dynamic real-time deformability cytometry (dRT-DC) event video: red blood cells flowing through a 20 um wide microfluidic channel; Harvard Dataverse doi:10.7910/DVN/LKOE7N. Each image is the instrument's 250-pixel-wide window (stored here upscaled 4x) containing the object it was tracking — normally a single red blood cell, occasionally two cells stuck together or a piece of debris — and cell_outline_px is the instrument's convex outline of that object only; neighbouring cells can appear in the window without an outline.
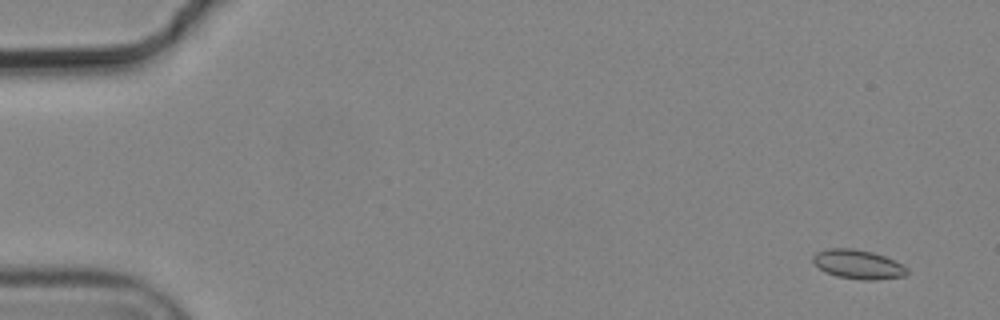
{"species": "common noctule bat (a hibernating species)", "species_latin": "Nyctalus noctula", "temperature_condition": "cold", "stored_images_in_passage": 5, "camera_frame_rate_fps": 3000, "um_per_image_px": 0.085, "animal": {"sex": "male", "body_mass_g": 19.2, "forearm_length_mm": 51.8}, "frame": {"image": 1, "passage_image": 1, "time_ms": 0.0, "image_size_px": [1000, 320], "cell_outline_px": [[908, 272], [904, 276], [876, 280], [864, 280], [836, 276], [824, 272], [812, 260], [812, 256], [816, 252], [828, 248], [852, 248], [872, 252], [896, 260], [908, 268]], "centroid_in_image_um": [72.94, 22.47], "position_along_channel_um": 12.1, "area_um2": 16.07}}
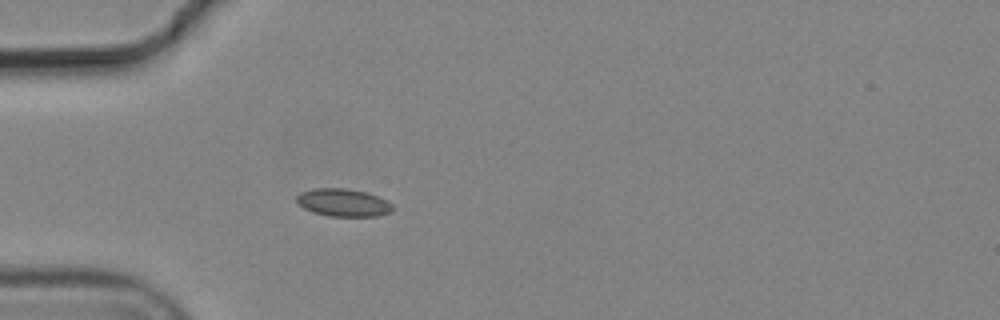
{"frame": {"image": 2, "passage_image": 5, "time_ms": 1.333, "image_size_px": [1000, 320], "cell_outline_px": [[392, 212], [376, 216], [328, 216], [312, 212], [304, 208], [296, 200], [296, 196], [300, 192], [312, 188], [344, 188], [368, 192], [380, 196], [388, 200], [392, 204]], "centroid_in_image_um": [29.19, 17.21], "position_along_channel_um": 55.8, "area_um2": 15.72}}